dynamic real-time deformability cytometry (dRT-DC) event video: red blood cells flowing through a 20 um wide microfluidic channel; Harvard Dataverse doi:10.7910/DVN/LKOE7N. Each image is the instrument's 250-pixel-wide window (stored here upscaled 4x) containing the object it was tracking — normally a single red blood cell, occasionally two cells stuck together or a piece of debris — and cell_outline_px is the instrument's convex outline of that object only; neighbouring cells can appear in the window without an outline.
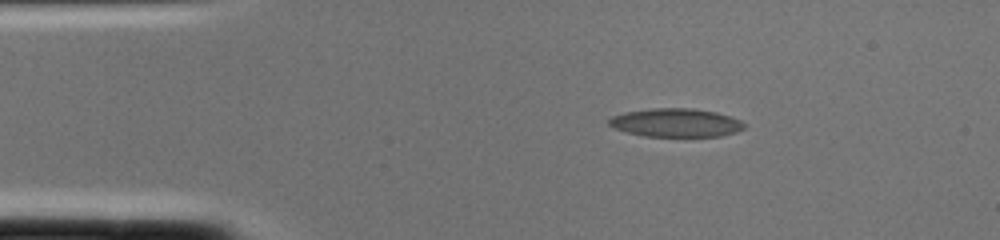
{"species": "common noctule bat (a hibernating species)", "species_latin": "Nyctalus noctula", "temperature_condition": "cold", "stored_images_in_passage": 1, "camera_frame_rate_fps": 3000, "um_per_image_px": 0.085, "animal": {"sex": "female", "body_mass_g": 22.0, "forearm_length_mm": 56.7}, "frame": {"image": 1, "passage_image": 1, "time_ms": 0.0, "image_size_px": [1000, 240], "cell_outline_px": [[744, 128], [736, 132], [720, 136], [644, 136], [628, 132], [616, 128], [608, 124], [608, 120], [612, 116], [624, 112], [652, 108], [692, 108], [716, 112], [732, 116], [740, 120], [744, 124]], "centroid_in_image_um": [57.46, 10.42], "position_along_channel_um": 27.5, "area_um2": 22.37}}